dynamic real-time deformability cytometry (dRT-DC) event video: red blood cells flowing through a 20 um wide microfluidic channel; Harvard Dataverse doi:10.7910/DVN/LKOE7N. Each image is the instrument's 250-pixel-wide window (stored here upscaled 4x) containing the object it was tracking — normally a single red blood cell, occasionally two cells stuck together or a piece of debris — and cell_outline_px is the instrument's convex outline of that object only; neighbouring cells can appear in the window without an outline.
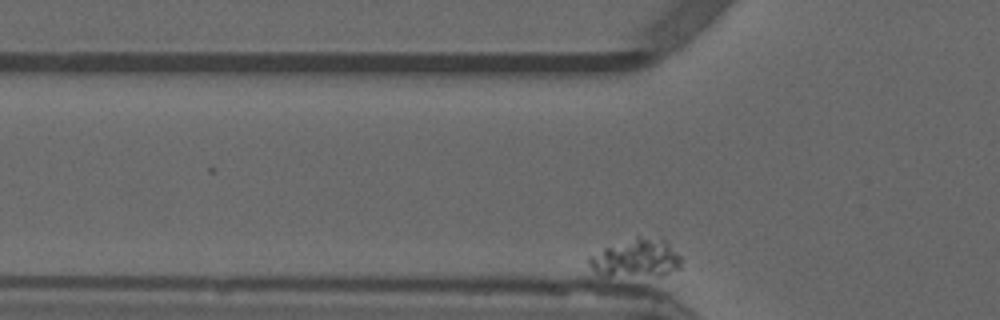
{"species": "common noctule bat (a hibernating species)", "species_latin": "Nyctalus noctula", "temperature_condition": "warm", "stored_images_in_passage": 53, "camera_frame_rate_fps": 3000, "um_per_image_px": 0.085, "animal": {"sex": "male", "forearm_length_mm": 52.5}, "frame": {"image": 1, "passage_image": 8, "time_ms": 2.333, "image_size_px": [1000, 320], "cell_outline_px": [[680, 268], [660, 276], [600, 276], [588, 264], [588, 256], [604, 248], [636, 236], [664, 236], [668, 240], [680, 256]], "centroid_in_image_um": [54.1, 21.92], "position_along_channel_um": 71.7, "area_um2": 21.15}}
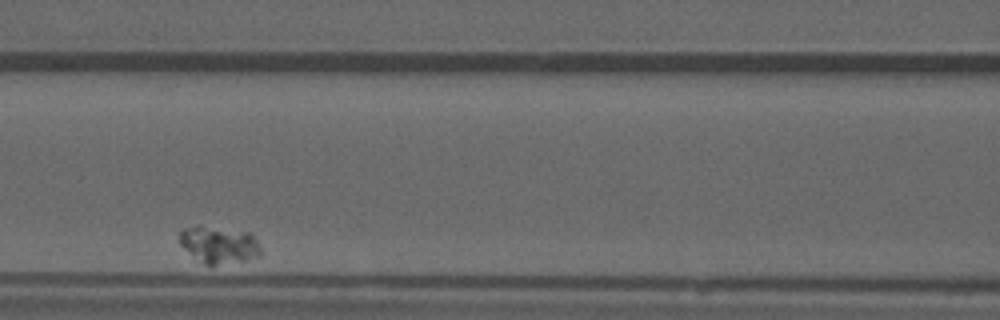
{"frame": {"image": 2, "passage_image": 17, "time_ms": 5.333, "image_size_px": [1000, 320], "cell_outline_px": [[260, 256], [212, 268], [204, 264], [180, 244], [180, 228], [200, 224], [248, 232], [256, 240], [260, 248]], "centroid_in_image_um": [18.58, 20.8], "position_along_channel_um": 148.0, "area_um2": 17.86}}
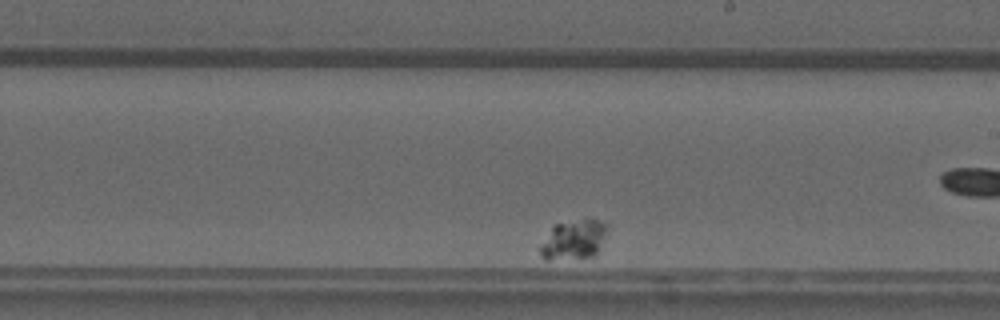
{"frame": {"image": 3, "passage_image": 27, "time_ms": 8.667, "image_size_px": [1000, 320], "cell_outline_px": [[608, 228], [596, 252], [592, 256], [548, 260], [544, 260], [540, 252], [540, 248], [552, 228], [556, 224], [584, 220], [596, 220], [608, 224]], "centroid_in_image_um": [48.76, 20.38], "position_along_channel_um": 240.2, "area_um2": 14.68}}